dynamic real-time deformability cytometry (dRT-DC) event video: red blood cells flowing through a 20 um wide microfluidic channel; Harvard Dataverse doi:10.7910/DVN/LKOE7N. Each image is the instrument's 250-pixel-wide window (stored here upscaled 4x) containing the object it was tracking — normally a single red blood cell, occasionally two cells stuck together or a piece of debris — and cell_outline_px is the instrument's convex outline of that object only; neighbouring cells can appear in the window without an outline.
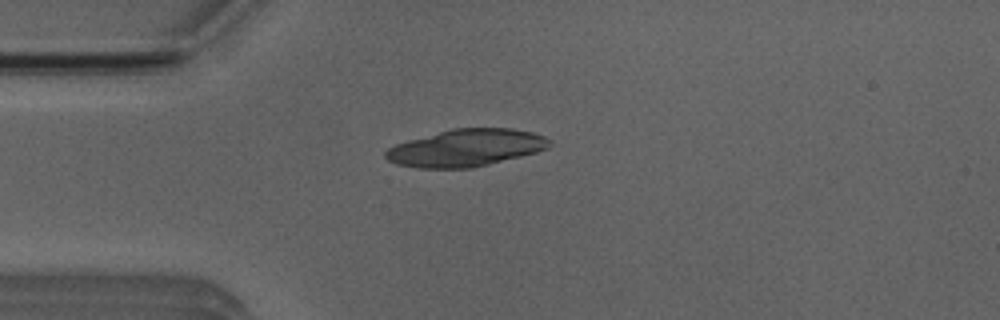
{"species": "Egyptian fruit bat (a non-hibernating species)", "species_latin": "Rousettus aegyptiacus", "temperature_condition": "room temperature", "stored_images_in_passage": 4, "camera_frame_rate_fps": 3000, "um_per_image_px": 0.085, "animal": {"sex": "male"}, "frame": {"image": 1, "passage_image": 3, "time_ms": 3.333, "image_size_px": [1000, 320], "cell_outline_px": [[552, 140], [548, 148], [536, 152], [472, 168], [420, 168], [396, 164], [388, 160], [384, 156], [384, 152], [388, 148], [396, 144], [408, 140], [452, 128], [512, 128], [532, 132], [544, 136]], "centroid_in_image_um": [39.6, 12.56], "position_along_channel_um": 45.4, "area_um2": 35.43}}